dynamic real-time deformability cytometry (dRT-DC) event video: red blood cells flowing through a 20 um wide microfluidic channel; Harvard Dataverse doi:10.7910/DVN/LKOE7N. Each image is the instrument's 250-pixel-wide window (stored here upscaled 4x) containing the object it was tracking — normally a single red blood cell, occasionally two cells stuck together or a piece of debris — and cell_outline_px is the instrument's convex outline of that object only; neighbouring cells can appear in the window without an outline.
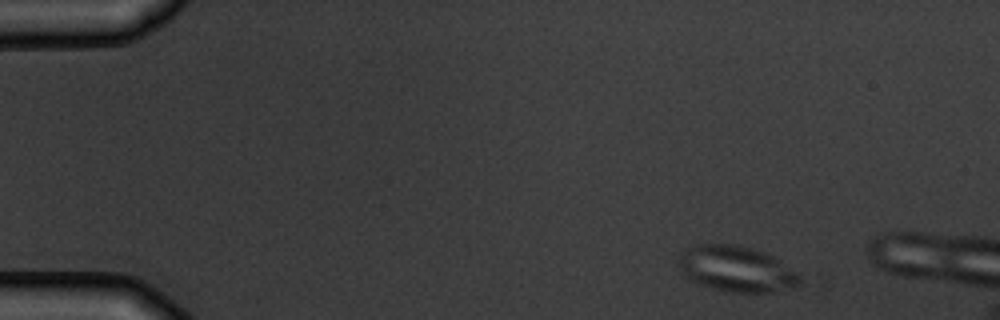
{"species": "common noctule bat (a hibernating species)", "species_latin": "Nyctalus noctula", "temperature_condition": "warm", "stored_images_in_passage": 4, "camera_frame_rate_fps": 3000, "um_per_image_px": 0.085, "animal": {"sex": "male", "body_mass_g": 19.5, "forearm_length_mm": 54.6}, "frame": {"image": 1, "passage_image": 1, "time_ms": 0.0, "image_size_px": [1000, 320], "cell_outline_px": [[800, 284], [772, 292], [732, 292], [700, 284], [692, 280], [684, 272], [680, 264], [680, 252], [696, 244], [736, 244], [752, 248], [764, 252], [772, 256], [796, 272]], "centroid_in_image_um": [62.58, 22.83], "position_along_channel_um": 22.4, "area_um2": 31.44}}